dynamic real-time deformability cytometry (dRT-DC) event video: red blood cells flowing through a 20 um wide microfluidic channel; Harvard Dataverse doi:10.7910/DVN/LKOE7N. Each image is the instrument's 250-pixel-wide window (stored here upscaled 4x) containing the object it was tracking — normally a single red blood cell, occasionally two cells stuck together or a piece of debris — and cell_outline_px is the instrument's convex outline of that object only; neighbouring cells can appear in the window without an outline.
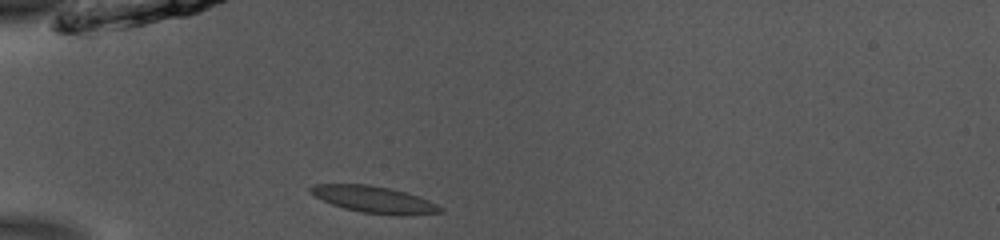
{"species": "common noctule bat (a hibernating species)", "species_latin": "Nyctalus noctula", "temperature_condition": "room temperature", "stored_images_in_passage": 37, "camera_frame_rate_fps": 3000, "um_per_image_px": 0.085, "animal": {"sex": "male", "body_mass_g": 13.0, "forearm_length_mm": 53.1}, "frame": {"image": 1, "passage_image": 1, "time_ms": 0.0, "image_size_px": [1000, 240], "cell_outline_px": [[444, 212], [404, 216], [400, 216], [360, 212], [344, 208], [332, 204], [316, 196], [308, 188], [316, 184], [368, 184], [388, 188], [404, 192], [428, 200], [444, 208]], "centroid_in_image_um": [31.84, 16.97], "position_along_channel_um": 53.2, "area_um2": 20.0}}
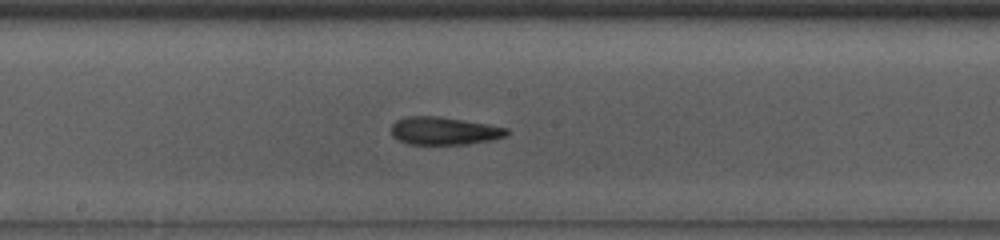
{"frame": {"image": 2, "passage_image": 14, "time_ms": 4.333, "image_size_px": [1000, 240], "cell_outline_px": [[508, 132], [504, 136], [492, 140], [468, 144], [408, 144], [392, 136], [392, 124], [396, 120], [408, 116], [436, 116], [508, 128]], "centroid_in_image_um": [37.71, 11.13], "position_along_channel_um": 210.5, "area_um2": 18.38}}
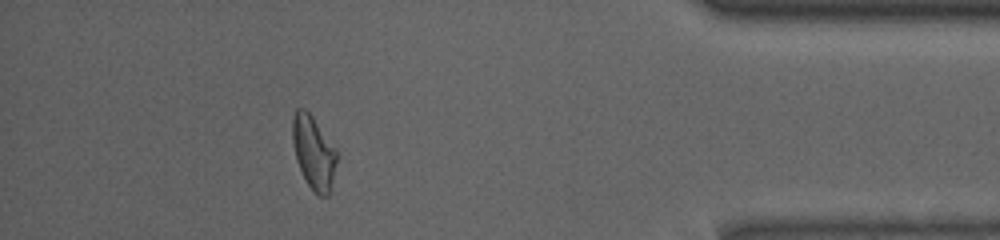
{"frame": {"image": 3, "passage_image": 32, "time_ms": 10.333, "image_size_px": [1000, 240], "cell_outline_px": [[336, 160], [328, 196], [316, 196], [308, 184], [296, 160], [292, 140], [292, 120], [296, 108], [304, 108], [312, 116], [336, 148]], "centroid_in_image_um": [26.63, 12.93], "position_along_channel_um": 408.6, "area_um2": 18.61}, "authors_computed_cell_mechanics": {"area_um2": 19.1318, "velocity_mm_per_s": 3.9152, "shape_relaxation_time_tau1_ms": 6.926, "shape_relaxation_time_tau2_ms": 1.4281, "deformation_change_tau1": 0.1743, "deformation_change_tau2": 0.0856}}